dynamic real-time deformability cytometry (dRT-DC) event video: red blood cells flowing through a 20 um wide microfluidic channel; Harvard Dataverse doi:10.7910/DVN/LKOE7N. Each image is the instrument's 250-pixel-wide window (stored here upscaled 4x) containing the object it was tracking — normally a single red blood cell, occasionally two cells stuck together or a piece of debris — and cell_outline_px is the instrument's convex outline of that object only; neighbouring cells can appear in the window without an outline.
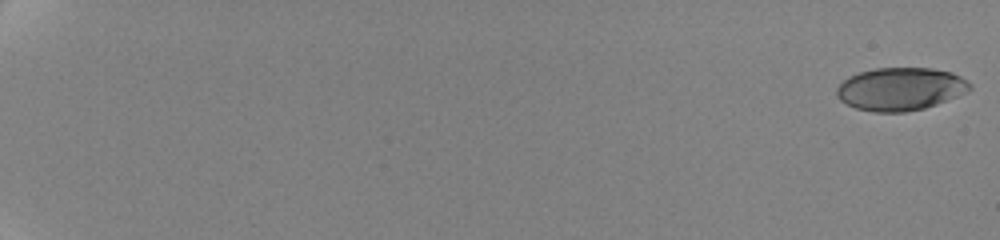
{"species": "human", "species_latin": "Homo sapiens", "temperature_condition": "cold", "stored_images_in_passage": 13, "camera_frame_rate_fps": 3000, "um_per_image_px": 0.085, "donor": {"sex": "female"}, "frame": {"image": 1, "passage_image": 1, "time_ms": 0.0, "image_size_px": [1000, 240], "cell_outline_px": [[972, 88], [968, 92], [936, 104], [924, 108], [904, 112], [872, 112], [856, 108], [840, 100], [836, 96], [836, 88], [848, 76], [860, 72], [876, 68], [932, 68], [952, 72], [968, 80], [972, 84]], "centroid_in_image_um": [76.55, 7.56], "position_along_channel_um": 8.4, "area_um2": 33.41}}
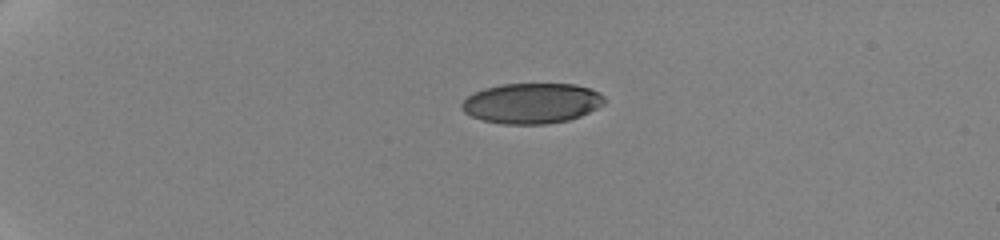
{"frame": {"image": 2, "passage_image": 8, "time_ms": 5.333, "image_size_px": [1000, 240], "cell_outline_px": [[604, 104], [580, 116], [568, 120], [544, 124], [504, 124], [480, 120], [464, 112], [460, 108], [460, 104], [468, 96], [484, 88], [504, 84], [576, 84], [588, 88], [604, 96]], "centroid_in_image_um": [45.16, 8.78], "position_along_channel_um": 39.8, "area_um2": 33.41}}
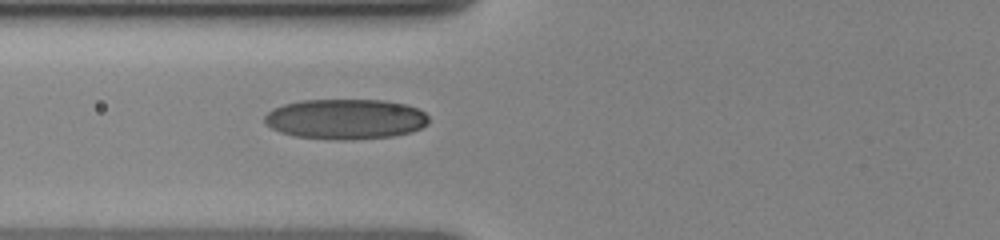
{"frame": {"image": 3, "passage_image": 13, "time_ms": 9.0, "image_size_px": [1000, 240], "cell_outline_px": [[428, 124], [412, 132], [392, 136], [348, 140], [336, 140], [292, 136], [280, 132], [264, 124], [264, 116], [272, 108], [284, 104], [300, 100], [384, 100], [404, 104], [416, 108], [424, 112], [428, 116]], "centroid_in_image_um": [29.34, 10.12], "position_along_channel_um": 96.5, "area_um2": 38.73}}